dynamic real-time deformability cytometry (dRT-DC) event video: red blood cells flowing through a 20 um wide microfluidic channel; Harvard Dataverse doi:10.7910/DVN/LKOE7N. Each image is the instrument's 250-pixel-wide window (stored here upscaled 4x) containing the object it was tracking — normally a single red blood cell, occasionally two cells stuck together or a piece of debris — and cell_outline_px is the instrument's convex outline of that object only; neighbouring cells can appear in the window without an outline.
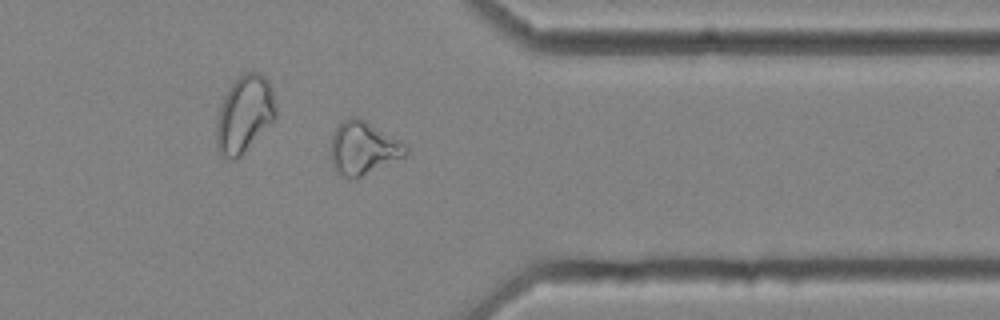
{"species": "common noctule bat (a hibernating species)", "species_latin": "Nyctalus noctula", "temperature_condition": "cold", "stored_images_in_passage": 41, "camera_frame_rate_fps": 3000, "um_per_image_px": 0.085, "animal": {"sex": "female", "body_mass_g": 25.1}, "frame": {"image": 1, "passage_image": 30, "time_ms": 9.667, "image_size_px": [1000, 320], "cell_outline_px": [[408, 152], [404, 156], [360, 176], [348, 180], [336, 172], [332, 168], [332, 136], [336, 128], [344, 120], [352, 116], [360, 116], [404, 144], [408, 148]], "centroid_in_image_um": [30.84, 12.58], "position_along_channel_um": 380.6, "area_um2": 22.77}}